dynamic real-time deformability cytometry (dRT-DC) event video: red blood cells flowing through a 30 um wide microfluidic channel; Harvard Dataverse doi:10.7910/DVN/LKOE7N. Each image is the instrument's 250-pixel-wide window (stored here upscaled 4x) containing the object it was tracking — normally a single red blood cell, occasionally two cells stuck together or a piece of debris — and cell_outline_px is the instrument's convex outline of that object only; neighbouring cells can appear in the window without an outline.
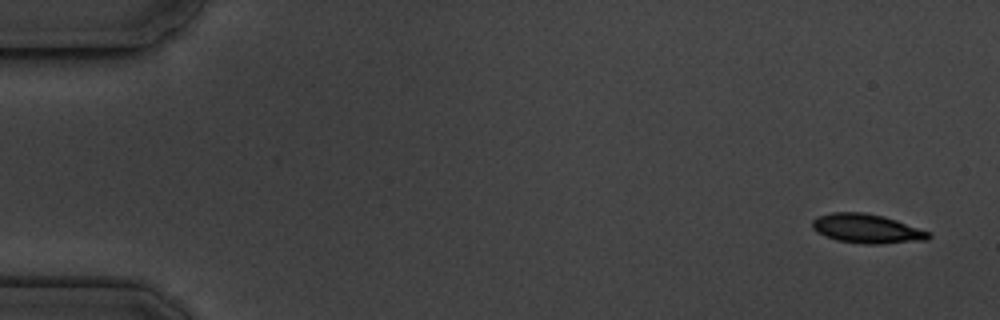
{"species": "common noctule bat (a hibernating species)", "species_latin": "Nyctalus noctula", "temperature_condition": "cold", "stored_images_in_passage": 5, "camera_frame_rate_fps": 3000, "um_per_image_px": 0.085, "animal": {"sex": "male", "body_mass_g": 19.5, "forearm_length_mm": 54.6}, "frame": {"image": 1, "passage_image": 1, "time_ms": 0.0, "image_size_px": [1000, 320], "cell_outline_px": [[932, 236], [928, 240], [880, 244], [864, 244], [836, 240], [824, 236], [816, 232], [812, 228], [812, 220], [816, 216], [832, 212], [864, 212], [884, 216], [932, 232]], "centroid_in_image_um": [73.69, 19.43], "position_along_channel_um": 11.3, "area_um2": 20.11}}
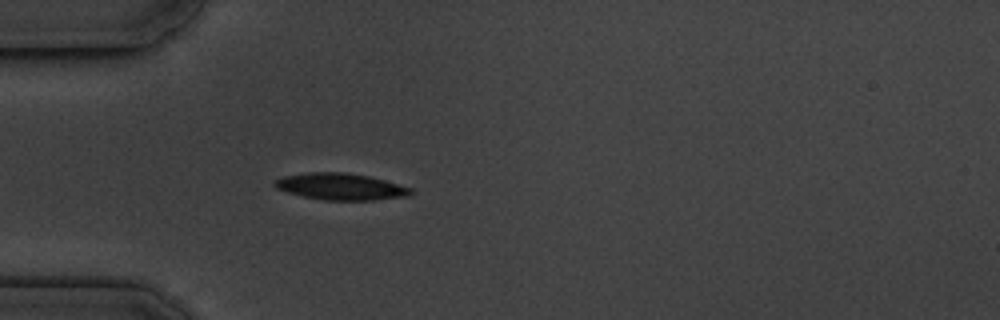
{"frame": {"image": 2, "passage_image": 5, "time_ms": 4.667, "image_size_px": [1000, 320], "cell_outline_px": [[412, 192], [408, 196], [372, 200], [324, 200], [304, 196], [288, 192], [276, 188], [272, 184], [276, 180], [284, 176], [308, 172], [348, 172], [368, 176], [384, 180], [412, 188]], "centroid_in_image_um": [28.95, 15.85], "position_along_channel_um": 56.0, "area_um2": 20.98}}